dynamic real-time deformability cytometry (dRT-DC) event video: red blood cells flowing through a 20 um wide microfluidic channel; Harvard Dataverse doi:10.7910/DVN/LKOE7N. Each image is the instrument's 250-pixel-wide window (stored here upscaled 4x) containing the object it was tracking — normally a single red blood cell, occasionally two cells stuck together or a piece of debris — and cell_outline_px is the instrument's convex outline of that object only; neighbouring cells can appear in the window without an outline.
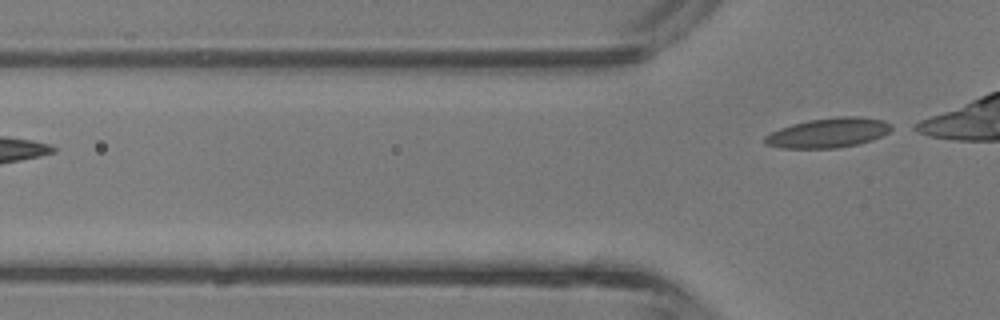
{"species": "common noctule bat (a hibernating species)", "species_latin": "Nyctalus noctula", "temperature_condition": "room temperature", "stored_images_in_passage": 2, "camera_frame_rate_fps": 3000, "um_per_image_px": 0.085, "animal": {"sex": "male", "body_mass_g": 13.3}, "frame": {"image": 1, "passage_image": 2, "time_ms": 0.333, "image_size_px": [1000, 320], "cell_outline_px": [[896, 128], [872, 140], [860, 144], [836, 148], [780, 148], [764, 144], [764, 136], [780, 128], [792, 124], [808, 120], [836, 116], [860, 116], [884, 120], [892, 124]], "centroid_in_image_um": [70.44, 11.28], "position_along_channel_um": 55.4, "area_um2": 22.2}}